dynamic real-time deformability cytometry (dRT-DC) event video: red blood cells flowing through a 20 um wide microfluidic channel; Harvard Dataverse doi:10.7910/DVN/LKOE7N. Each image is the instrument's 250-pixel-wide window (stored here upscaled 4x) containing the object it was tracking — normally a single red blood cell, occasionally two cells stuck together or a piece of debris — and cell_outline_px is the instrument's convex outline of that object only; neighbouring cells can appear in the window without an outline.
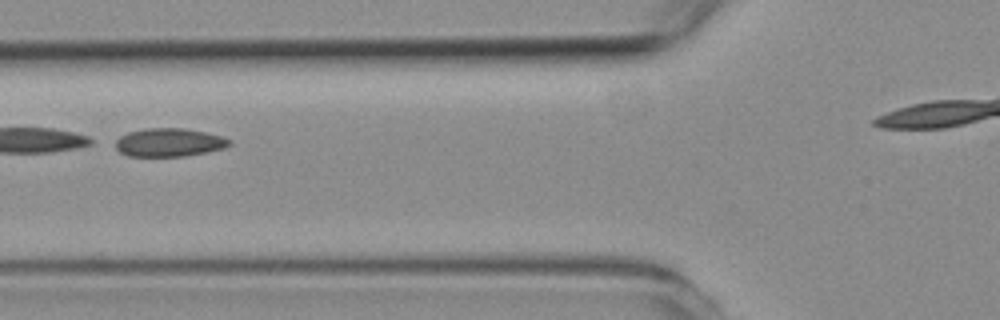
{"species": "common noctule bat (a hibernating species)", "species_latin": "Nyctalus noctula", "temperature_condition": "room temperature", "stored_images_in_passage": 6, "camera_frame_rate_fps": 3000, "um_per_image_px": 0.085, "animal": {"sex": "female", "body_mass_g": 19.3, "forearm_length_mm": 54.1}, "frame": {"image": 1, "passage_image": 4, "time_ms": 3.333, "image_size_px": [1000, 320], "cell_outline_px": [[232, 144], [224, 148], [208, 152], [184, 156], [128, 156], [120, 152], [116, 148], [116, 140], [120, 136], [128, 132], [144, 128], [184, 128], [204, 132], [220, 136], [232, 140]], "centroid_in_image_um": [14.38, 12.11], "position_along_channel_um": 111.4, "area_um2": 18.84}}
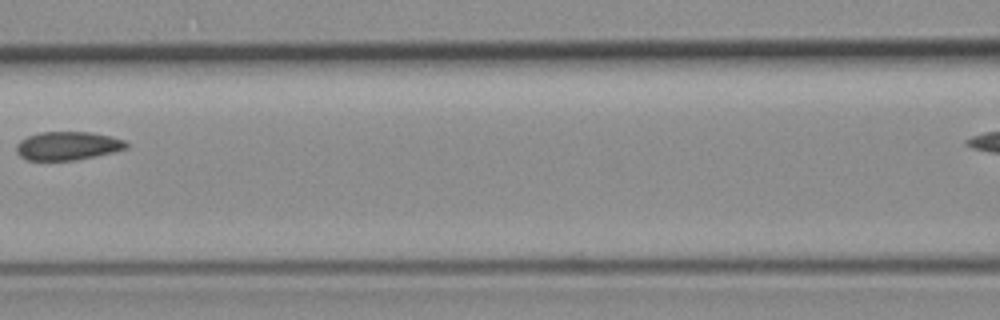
{"frame": {"image": 2, "passage_image": 5, "time_ms": 4.667, "image_size_px": [1000, 320], "cell_outline_px": [[128, 148], [96, 156], [76, 160], [28, 160], [20, 156], [16, 152], [12, 144], [28, 136], [40, 132], [88, 132], [112, 136], [124, 140], [128, 144]], "centroid_in_image_um": [5.7, 12.39], "position_along_channel_um": 160.9, "area_um2": 18.44}}
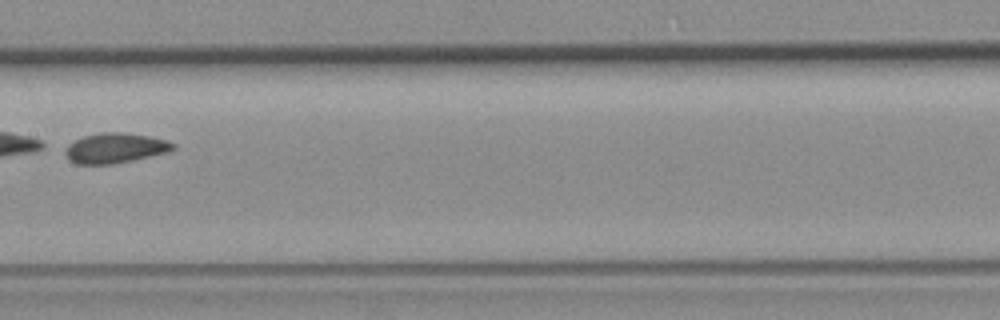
{"frame": {"image": 3, "passage_image": 6, "time_ms": 5.667, "image_size_px": [1000, 320], "cell_outline_px": [[176, 148], [168, 152], [132, 160], [112, 164], [76, 164], [68, 160], [64, 152], [68, 144], [84, 136], [100, 132], [124, 132], [148, 136], [168, 140], [176, 144]], "centroid_in_image_um": [9.79, 12.58], "position_along_channel_um": 197.6, "area_um2": 18.96}}